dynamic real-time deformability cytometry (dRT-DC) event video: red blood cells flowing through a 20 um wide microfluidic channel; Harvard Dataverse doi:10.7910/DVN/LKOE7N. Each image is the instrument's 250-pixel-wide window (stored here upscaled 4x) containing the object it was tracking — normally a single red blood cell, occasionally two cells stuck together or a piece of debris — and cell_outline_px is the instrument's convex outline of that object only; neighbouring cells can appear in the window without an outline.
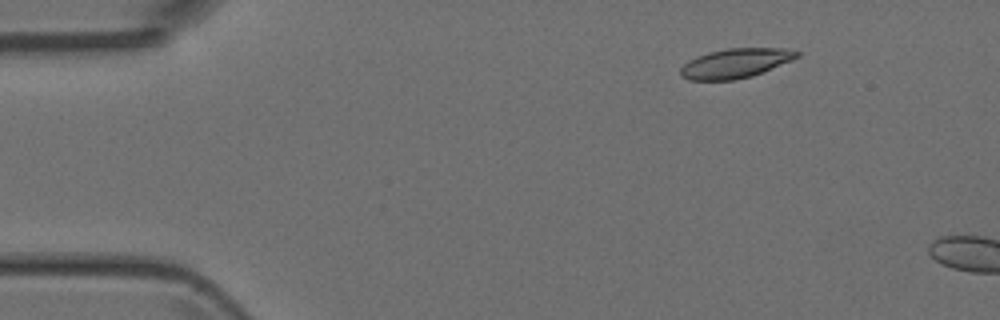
{"species": "Egyptian fruit bat (a non-hibernating species)", "species_latin": "Rousettus aegyptiacus", "temperature_condition": "room temperature", "stored_images_in_passage": 3, "camera_frame_rate_fps": 3000, "um_per_image_px": 0.085, "animal": {"sex": "female"}, "frame": {"image": 1, "passage_image": 2, "time_ms": 1.0, "image_size_px": [1000, 320], "cell_outline_px": [[800, 56], [792, 60], [752, 76], [736, 80], [688, 80], [680, 76], [680, 68], [688, 60], [696, 56], [708, 52], [728, 48], [792, 48], [800, 52]], "centroid_in_image_um": [62.51, 5.37], "position_along_channel_um": 22.5, "area_um2": 20.23}}